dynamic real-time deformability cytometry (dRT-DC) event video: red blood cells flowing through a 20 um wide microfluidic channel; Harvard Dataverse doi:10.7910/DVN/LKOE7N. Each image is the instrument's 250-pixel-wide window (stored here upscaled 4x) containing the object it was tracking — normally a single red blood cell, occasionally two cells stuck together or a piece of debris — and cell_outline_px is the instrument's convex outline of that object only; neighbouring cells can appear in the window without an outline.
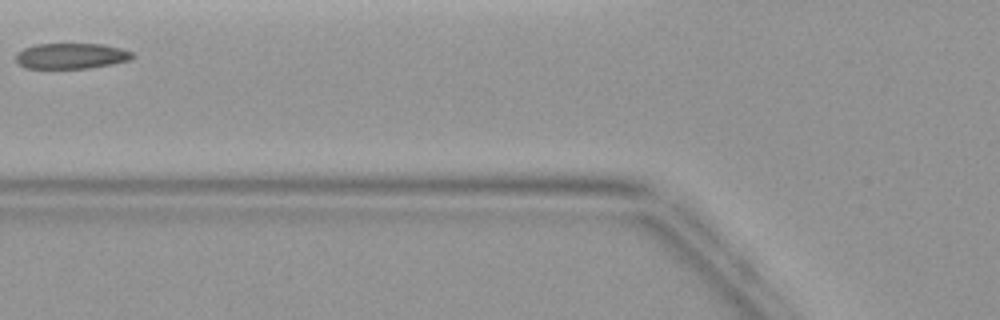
{"species": "common noctule bat (a hibernating species)", "species_latin": "Nyctalus noctula", "temperature_condition": "warm", "stored_images_in_passage": 2, "camera_frame_rate_fps": 3000, "um_per_image_px": 0.085, "animal": {"sex": "female", "body_mass_g": 19.9}, "frame": {"image": 1, "passage_image": 2, "time_ms": 1.333, "image_size_px": [1000, 320], "cell_outline_px": [[136, 56], [132, 60], [112, 64], [88, 68], [24, 68], [16, 60], [16, 52], [24, 48], [36, 44], [100, 44], [120, 48], [132, 52]], "centroid_in_image_um": [6.07, 4.76], "position_along_channel_um": 119.7, "area_um2": 17.46}}